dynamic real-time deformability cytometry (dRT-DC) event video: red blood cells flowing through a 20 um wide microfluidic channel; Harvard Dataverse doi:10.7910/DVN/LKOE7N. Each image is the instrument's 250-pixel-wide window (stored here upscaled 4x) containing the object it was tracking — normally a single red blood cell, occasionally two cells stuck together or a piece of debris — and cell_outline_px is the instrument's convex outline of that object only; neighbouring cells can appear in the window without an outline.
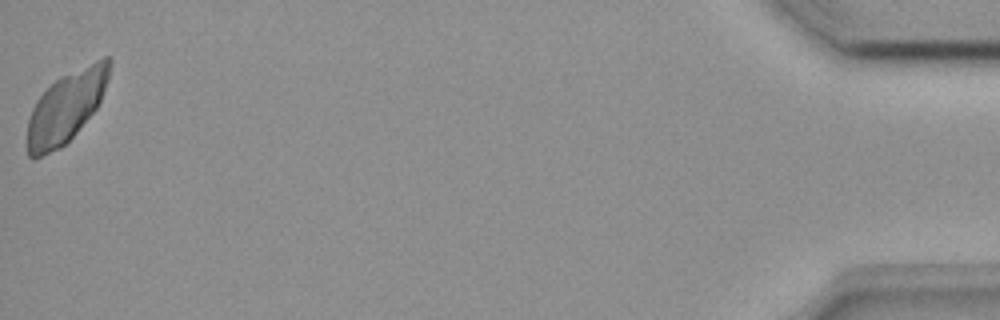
{"species": "common noctule bat (a hibernating species)", "species_latin": "Nyctalus noctula", "temperature_condition": "room temperature", "stored_images_in_passage": 36, "camera_frame_rate_fps": 3000, "um_per_image_px": 0.085, "animal": {"sex": "female", "body_mass_g": 18.4}, "frame": {"image": 1, "passage_image": 36, "time_ms": 11.667, "image_size_px": [1000, 320], "cell_outline_px": [[112, 60], [108, 80], [100, 100], [96, 108], [76, 132], [60, 148], [32, 160], [28, 156], [28, 120], [32, 108], [36, 100], [60, 76], [104, 56], [108, 56]], "centroid_in_image_um": [5.63, 9.07], "position_along_channel_um": 429.6, "area_um2": 33.64}}